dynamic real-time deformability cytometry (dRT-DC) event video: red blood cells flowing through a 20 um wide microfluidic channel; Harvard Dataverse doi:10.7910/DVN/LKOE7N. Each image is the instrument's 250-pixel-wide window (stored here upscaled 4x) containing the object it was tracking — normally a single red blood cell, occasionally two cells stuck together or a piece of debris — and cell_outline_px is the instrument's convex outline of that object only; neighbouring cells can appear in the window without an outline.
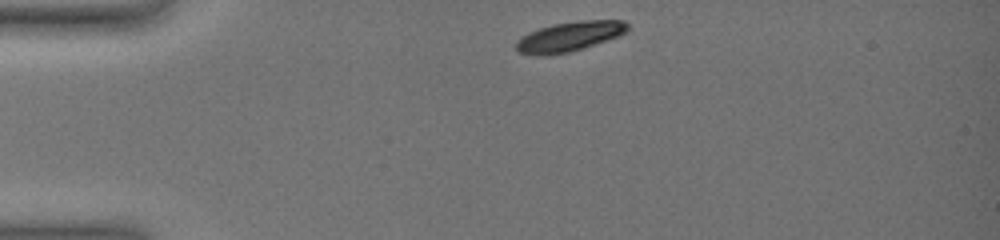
{"species": "common noctule bat (a hibernating species)", "species_latin": "Nyctalus noctula", "temperature_condition": "warm", "stored_images_in_passage": 8, "camera_frame_rate_fps": 3000, "um_per_image_px": 0.085, "animal": {"sex": "female", "body_mass_g": 19.0, "forearm_length_mm": 51.5}, "frame": {"image": 1, "passage_image": 1, "time_ms": 0.0, "image_size_px": [1000, 240], "cell_outline_px": [[628, 28], [620, 36], [568, 52], [548, 56], [536, 56], [520, 52], [516, 48], [516, 40], [528, 32], [552, 24], [580, 20], [624, 20], [628, 24]], "centroid_in_image_um": [48.37, 3.1], "position_along_channel_um": 36.6, "area_um2": 19.31}}
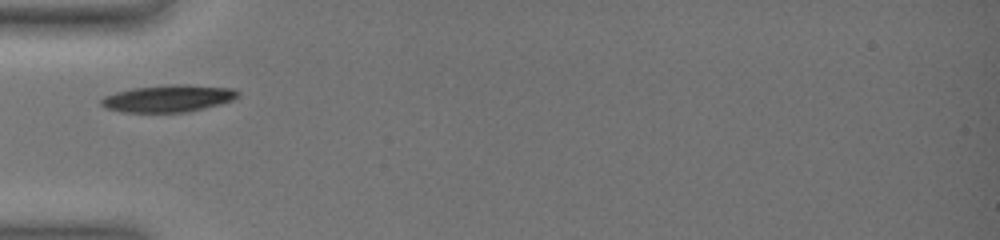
{"frame": {"image": 2, "passage_image": 5, "time_ms": 2.333, "image_size_px": [1000, 240], "cell_outline_px": [[240, 96], [232, 100], [220, 104], [188, 112], [120, 112], [104, 108], [100, 104], [100, 100], [104, 96], [116, 92], [132, 88], [176, 84], [184, 84], [232, 88], [240, 92]], "centroid_in_image_um": [14.29, 8.37], "position_along_channel_um": 70.7, "area_um2": 21.68}}
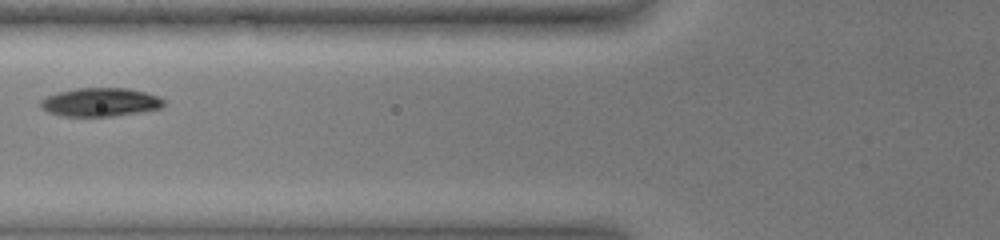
{"frame": {"image": 3, "passage_image": 7, "time_ms": 3.667, "image_size_px": [1000, 240], "cell_outline_px": [[164, 108], [144, 112], [116, 116], [60, 116], [48, 112], [40, 108], [40, 100], [56, 92], [76, 88], [128, 88], [160, 96], [164, 100]], "centroid_in_image_um": [8.55, 8.69], "position_along_channel_um": 117.2, "area_um2": 20.87}}